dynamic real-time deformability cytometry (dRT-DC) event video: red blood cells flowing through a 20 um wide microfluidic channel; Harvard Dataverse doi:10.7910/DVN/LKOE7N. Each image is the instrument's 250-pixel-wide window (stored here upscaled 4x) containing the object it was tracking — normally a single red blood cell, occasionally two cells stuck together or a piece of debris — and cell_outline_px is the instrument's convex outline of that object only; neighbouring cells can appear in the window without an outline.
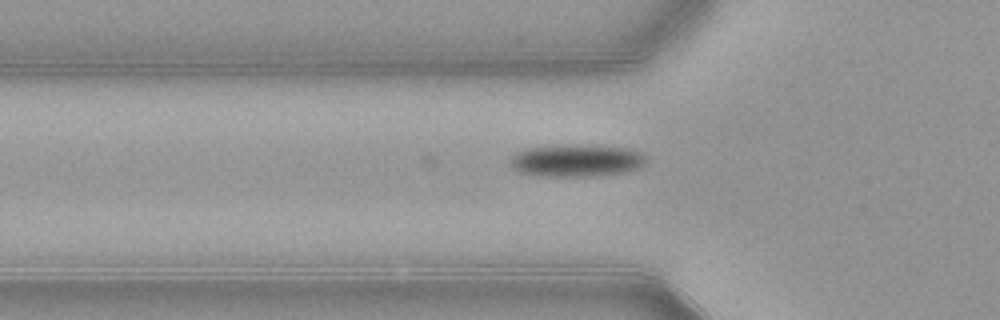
{"species": "common noctule bat (a hibernating species)", "species_latin": "Nyctalus noctula", "temperature_condition": "warm", "stored_images_in_passage": 39, "camera_frame_rate_fps": 3000, "um_per_image_px": 0.085, "animal": {"sex": "female", "body_mass_g": 21.9}, "frame": {"image": 1, "passage_image": 10, "time_ms": 3.0, "image_size_px": [1000, 320], "cell_outline_px": [[648, 160], [640, 168], [624, 172], [588, 176], [544, 176], [520, 172], [512, 164], [512, 156], [516, 152], [524, 148], [628, 148], [640, 152], [648, 156]], "centroid_in_image_um": [49.07, 13.7], "position_along_channel_um": 76.7, "area_um2": 23.99}}
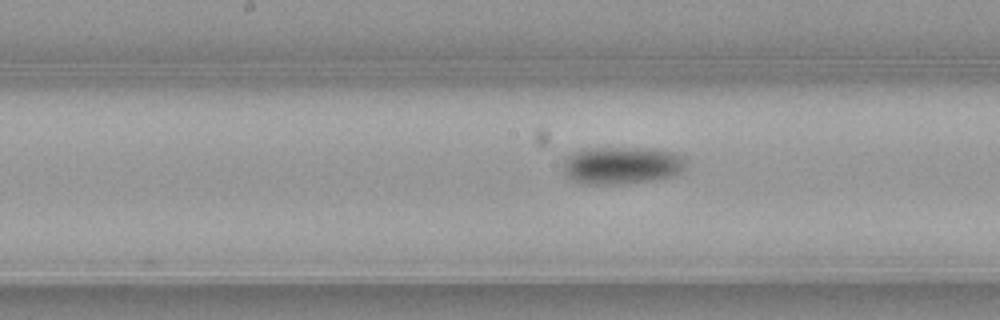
{"frame": {"image": 2, "passage_image": 19, "time_ms": 6.0, "image_size_px": [1000, 320], "cell_outline_px": [[688, 164], [680, 172], [672, 176], [648, 180], [616, 184], [584, 184], [568, 176], [564, 172], [564, 160], [572, 152], [580, 148], [656, 148], [676, 152], [684, 156]], "centroid_in_image_um": [52.89, 14.02], "position_along_channel_um": 195.3, "area_um2": 26.93}}
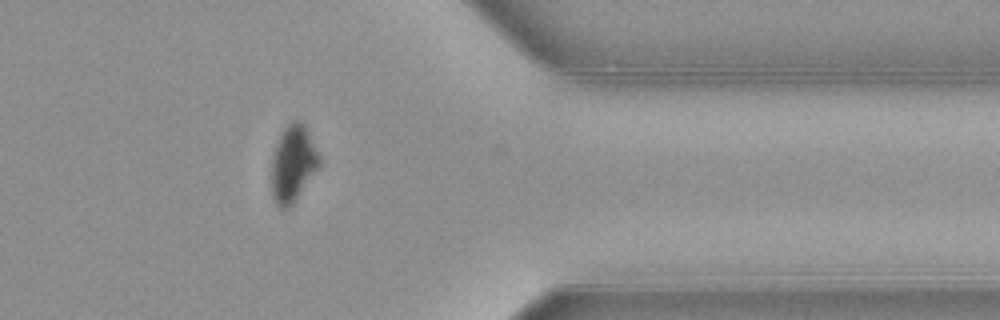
{"frame": {"image": 3, "passage_image": 35, "time_ms": 11.333, "image_size_px": [1000, 320], "cell_outline_px": [[320, 168], [292, 204], [288, 208], [280, 208], [272, 200], [272, 156], [280, 132], [292, 120], [300, 120], [304, 124], [320, 156]], "centroid_in_image_um": [24.91, 13.91], "position_along_channel_um": 386.5, "area_um2": 21.5}, "authors_computed_cell_mechanics": {"area_um2": 25.9522, "velocity_mm_per_s": 3.8976, "shape_relaxation_time_tau1_ms": 3.0046, "shape_relaxation_time_tau2_ms": null, "deformation_change_tau1": 0.1356, "deformation_change_tau2": null}}